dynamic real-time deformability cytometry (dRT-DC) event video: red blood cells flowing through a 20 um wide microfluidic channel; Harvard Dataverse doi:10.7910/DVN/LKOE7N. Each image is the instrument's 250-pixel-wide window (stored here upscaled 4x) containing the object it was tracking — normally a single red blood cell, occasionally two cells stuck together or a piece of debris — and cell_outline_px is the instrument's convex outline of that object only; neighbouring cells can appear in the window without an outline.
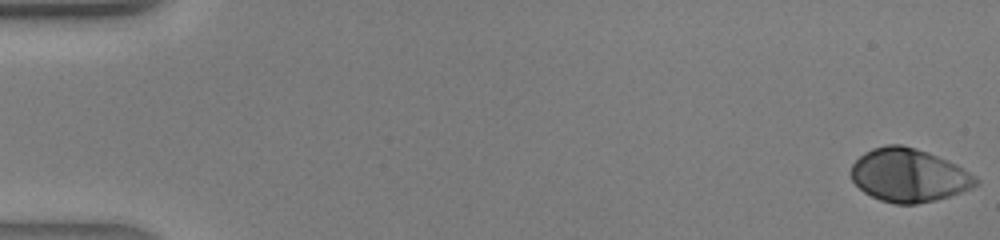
{"species": "human", "species_latin": "Homo sapiens", "temperature_condition": "warm", "stored_images_in_passage": 42, "camera_frame_rate_fps": 3000, "um_per_image_px": 0.085, "donor": {"sex": "male"}, "frame": {"image": 1, "passage_image": 1, "time_ms": 0.0, "image_size_px": [1000, 240], "cell_outline_px": [[980, 184], [972, 188], [936, 200], [916, 204], [896, 204], [880, 200], [864, 192], [852, 180], [848, 172], [852, 164], [864, 152], [872, 148], [884, 144], [900, 144], [916, 148], [928, 152], [956, 164], [976, 176], [980, 180]], "centroid_in_image_um": [77.23, 14.89], "position_along_channel_um": 7.8, "area_um2": 39.02}}
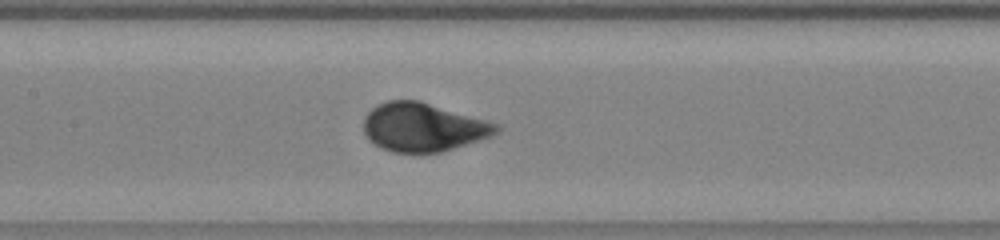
{"frame": {"image": 2, "passage_image": 21, "time_ms": 6.667, "image_size_px": [1000, 240], "cell_outline_px": [[500, 132], [492, 136], [480, 140], [440, 152], [392, 152], [380, 148], [368, 140], [364, 132], [364, 116], [372, 108], [388, 100], [420, 100], [500, 124]], "centroid_in_image_um": [35.98, 10.81], "position_along_channel_um": 171.4, "area_um2": 37.69}}
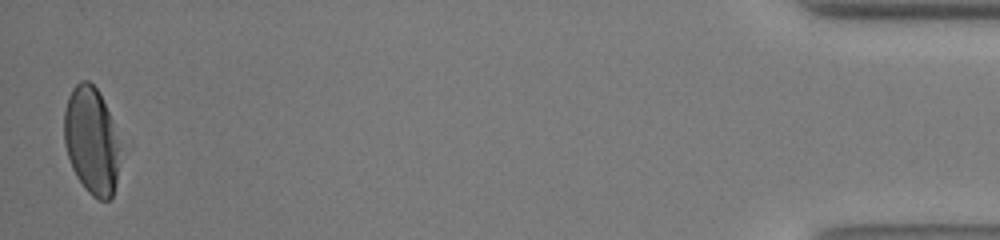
{"frame": {"image": 3, "passage_image": 42, "time_ms": 13.667, "image_size_px": [1000, 240], "cell_outline_px": [[124, 148], [112, 196], [108, 200], [100, 200], [92, 196], [84, 188], [76, 176], [72, 168], [64, 144], [64, 112], [68, 96], [72, 88], [80, 80], [88, 80], [100, 92], [124, 144]], "centroid_in_image_um": [7.83, 11.95], "position_along_channel_um": 427.4, "area_um2": 36.18}}